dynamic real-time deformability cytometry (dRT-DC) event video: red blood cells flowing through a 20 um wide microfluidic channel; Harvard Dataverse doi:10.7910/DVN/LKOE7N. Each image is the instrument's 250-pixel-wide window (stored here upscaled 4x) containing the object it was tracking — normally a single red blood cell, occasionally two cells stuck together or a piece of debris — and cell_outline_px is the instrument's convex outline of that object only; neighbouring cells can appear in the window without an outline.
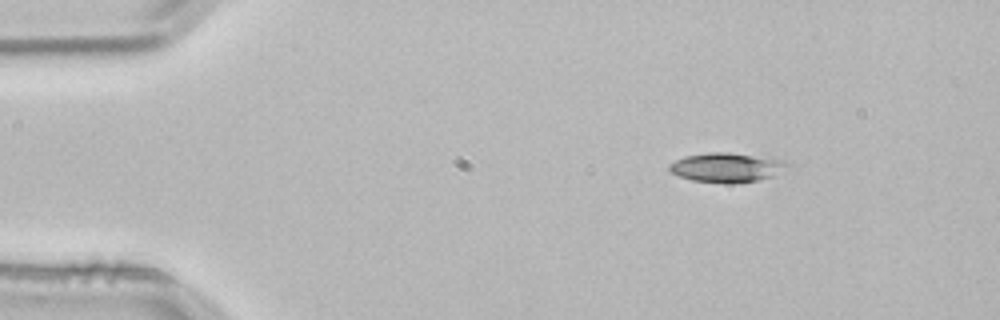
{"species": "common noctule bat (a hibernating species)", "species_latin": "Nyctalus noctula", "temperature_condition": "room temperature", "stored_images_in_passage": 3, "camera_frame_rate_fps": 3000, "um_per_image_px": 0.085, "animal": {"sex": "male", "body_mass_g": 21.5, "forearm_length_mm": 52.0}, "frame": {"image": 1, "passage_image": 1, "time_ms": 0.0, "image_size_px": [1000, 320], "cell_outline_px": [[788, 164], [772, 176], [760, 180], [732, 184], [724, 184], [692, 180], [680, 176], [672, 172], [668, 168], [668, 164], [684, 156], [708, 152], [728, 152], [780, 160]], "centroid_in_image_um": [61.66, 14.25], "position_along_channel_um": 23.3, "area_um2": 19.88}}
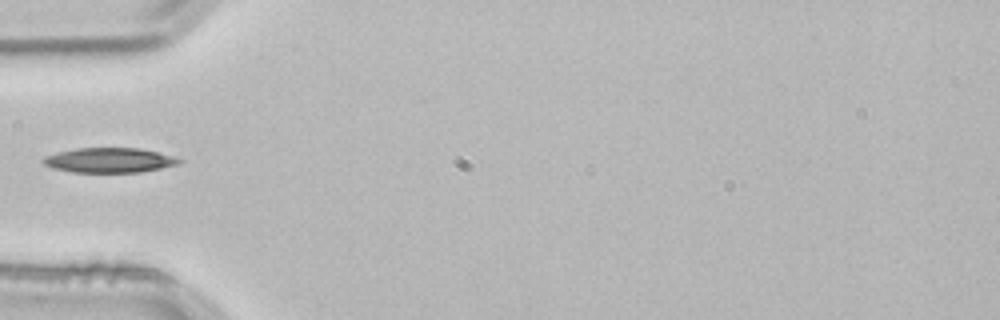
{"frame": {"image": 2, "passage_image": 3, "time_ms": 0.667, "image_size_px": [1000, 320], "cell_outline_px": [[184, 160], [180, 164], [140, 172], [72, 172], [52, 168], [44, 164], [40, 160], [44, 156], [76, 148], [140, 148], [160, 152]], "centroid_in_image_um": [9.3, 13.61], "position_along_channel_um": 75.7, "area_um2": 19.71}}